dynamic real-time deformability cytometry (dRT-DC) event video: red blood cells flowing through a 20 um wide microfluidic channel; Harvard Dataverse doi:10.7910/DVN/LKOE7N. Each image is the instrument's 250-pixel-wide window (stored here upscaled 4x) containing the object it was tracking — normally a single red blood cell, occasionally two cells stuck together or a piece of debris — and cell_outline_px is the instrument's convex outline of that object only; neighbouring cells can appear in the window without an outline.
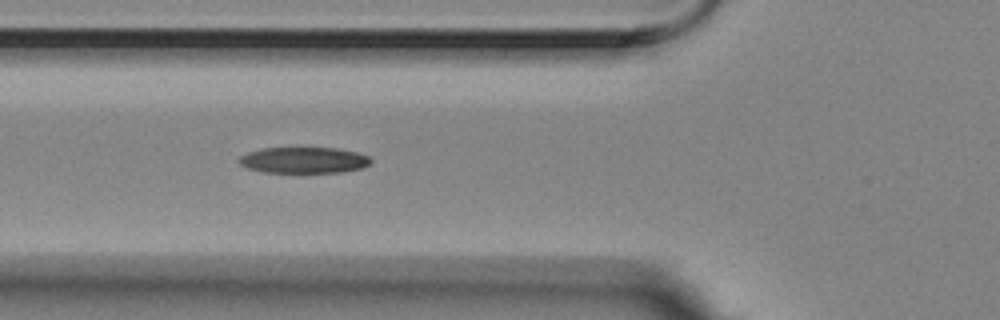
{"species": "Egyptian fruit bat (a non-hibernating species)", "species_latin": "Rousettus aegyptiacus", "temperature_condition": "room temperature", "stored_images_in_passage": 5, "camera_frame_rate_fps": 3000, "um_per_image_px": 0.085, "animal": {"sex": "female"}, "frame": {"image": 1, "passage_image": 5, "time_ms": 1.333, "image_size_px": [1000, 320], "cell_outline_px": [[372, 160], [368, 164], [360, 168], [340, 172], [264, 172], [248, 168], [240, 164], [236, 160], [240, 156], [248, 152], [260, 148], [296, 144], [300, 144], [336, 148], [356, 152], [368, 156]], "centroid_in_image_um": [25.75, 13.54], "position_along_channel_um": 100.1, "area_um2": 21.04}}